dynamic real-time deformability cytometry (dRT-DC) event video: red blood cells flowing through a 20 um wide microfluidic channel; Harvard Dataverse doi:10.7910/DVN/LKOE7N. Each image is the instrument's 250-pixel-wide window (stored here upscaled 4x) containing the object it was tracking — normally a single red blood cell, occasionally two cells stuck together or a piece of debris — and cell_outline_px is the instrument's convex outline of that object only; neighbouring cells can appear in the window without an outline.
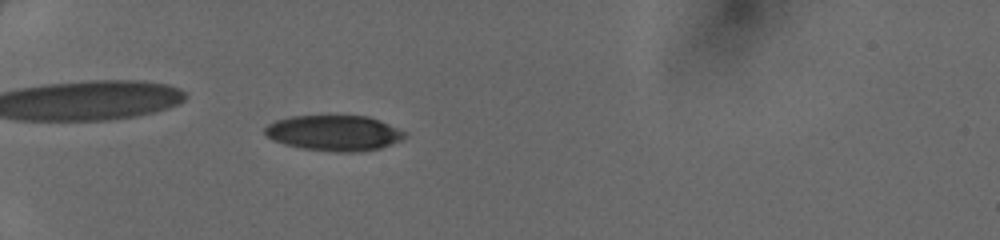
{"species": "human", "species_latin": "Homo sapiens", "temperature_condition": "cold", "stored_images_in_passage": 35, "camera_frame_rate_fps": 3000, "um_per_image_px": 0.085, "donor": {"sex": "female"}, "frame": {"image": 1, "passage_image": 3, "time_ms": 0.667, "image_size_px": [1000, 240], "cell_outline_px": [[404, 136], [400, 140], [392, 144], [380, 148], [360, 152], [336, 152], [300, 148], [284, 144], [272, 140], [264, 132], [264, 128], [268, 124], [276, 120], [292, 116], [368, 116], [380, 120], [404, 132]], "centroid_in_image_um": [28.36, 11.31], "position_along_channel_um": 56.6, "area_um2": 28.84}}
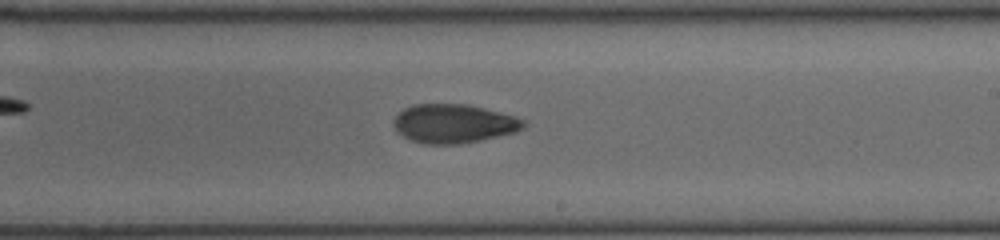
{"frame": {"image": 2, "passage_image": 18, "time_ms": 5.667, "image_size_px": [1000, 240], "cell_outline_px": [[524, 128], [516, 132], [480, 140], [460, 144], [424, 144], [408, 140], [396, 132], [392, 124], [392, 120], [404, 108], [412, 104], [468, 104], [516, 116], [524, 120]], "centroid_in_image_um": [38.52, 10.51], "position_along_channel_um": 250.5, "area_um2": 29.71}}
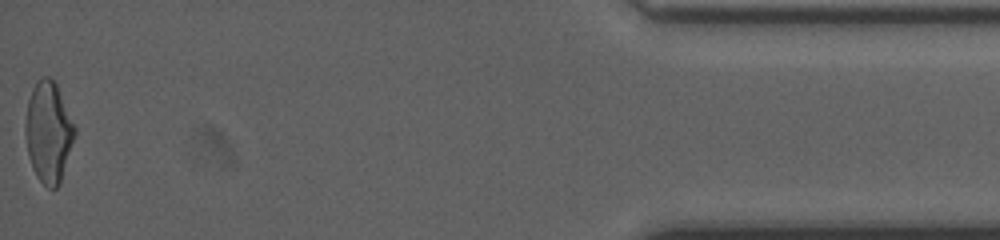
{"frame": {"image": 3, "passage_image": 35, "time_ms": 11.333, "image_size_px": [1000, 240], "cell_outline_px": [[76, 132], [60, 184], [56, 188], [48, 188], [36, 176], [32, 168], [28, 152], [24, 132], [24, 124], [28, 100], [32, 88], [36, 80], [40, 76], [48, 76], [56, 84], [76, 128]], "centroid_in_image_um": [4.1, 11.21], "position_along_channel_um": 431.1, "area_um2": 29.02}}